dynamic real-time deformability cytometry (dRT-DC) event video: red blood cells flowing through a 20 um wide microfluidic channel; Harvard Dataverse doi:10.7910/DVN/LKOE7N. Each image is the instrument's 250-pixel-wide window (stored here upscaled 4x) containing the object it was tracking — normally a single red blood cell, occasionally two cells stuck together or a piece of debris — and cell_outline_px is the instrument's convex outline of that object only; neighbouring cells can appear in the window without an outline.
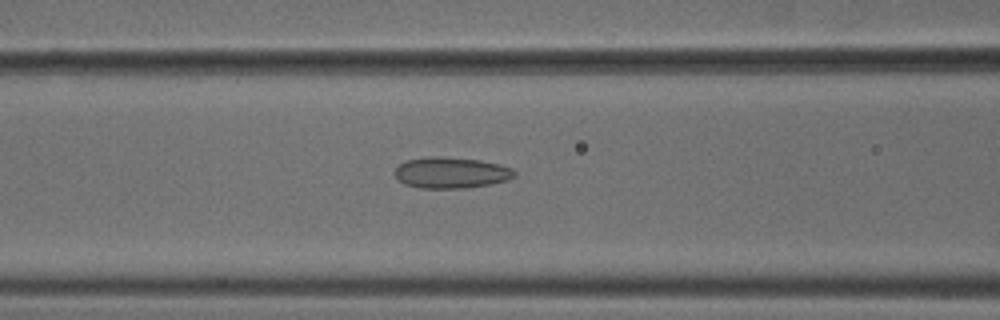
{"species": "common noctule bat (a hibernating species)", "species_latin": "Nyctalus noctula", "temperature_condition": "cold", "stored_images_in_passage": 52, "camera_frame_rate_fps": 3000, "um_per_image_px": 0.085, "animal": {"sex": "male", "body_mass_g": 18.8}, "frame": {"image": 1, "passage_image": 22, "time_ms": 7.0, "image_size_px": [1000, 320], "cell_outline_px": [[516, 176], [508, 180], [488, 184], [464, 188], [420, 188], [404, 184], [392, 172], [404, 160], [428, 156], [436, 156], [480, 160], [500, 164], [512, 168], [516, 172]], "centroid_in_image_um": [38.33, 14.67], "position_along_channel_um": 128.3, "area_um2": 21.79}}
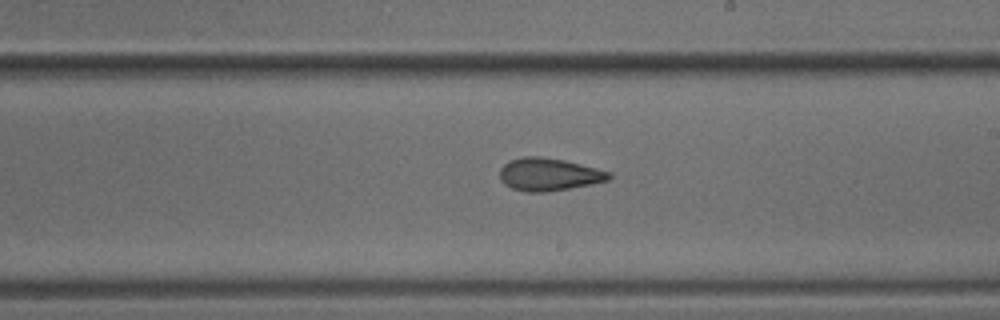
{"frame": {"image": 2, "passage_image": 31, "time_ms": 10.0, "image_size_px": [1000, 320], "cell_outline_px": [[612, 176], [608, 180], [592, 184], [544, 192], [524, 192], [512, 188], [504, 184], [500, 180], [500, 168], [504, 164], [512, 160], [524, 156], [540, 156], [564, 160], [612, 172]], "centroid_in_image_um": [46.65, 14.82], "position_along_channel_um": 242.4, "area_um2": 20.75}}
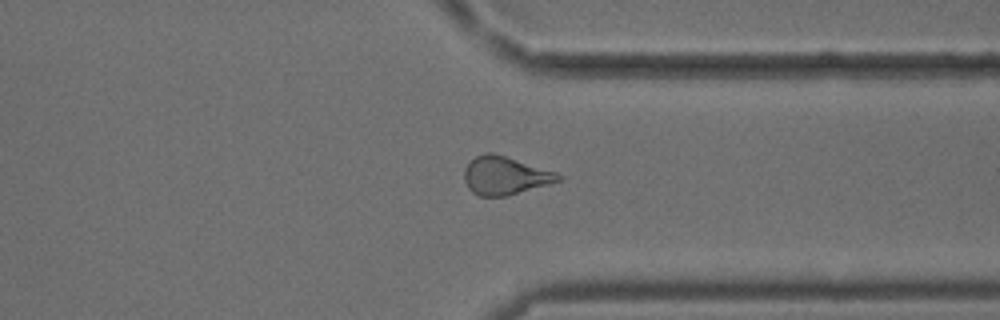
{"frame": {"image": 3, "passage_image": 41, "time_ms": 13.333, "image_size_px": [1000, 320], "cell_outline_px": [[564, 176], [560, 180], [548, 184], [504, 196], [480, 196], [472, 192], [468, 188], [464, 180], [464, 168], [476, 156], [484, 152], [492, 152], [556, 172]], "centroid_in_image_um": [42.9, 14.92], "position_along_channel_um": 368.5, "area_um2": 20.63}}